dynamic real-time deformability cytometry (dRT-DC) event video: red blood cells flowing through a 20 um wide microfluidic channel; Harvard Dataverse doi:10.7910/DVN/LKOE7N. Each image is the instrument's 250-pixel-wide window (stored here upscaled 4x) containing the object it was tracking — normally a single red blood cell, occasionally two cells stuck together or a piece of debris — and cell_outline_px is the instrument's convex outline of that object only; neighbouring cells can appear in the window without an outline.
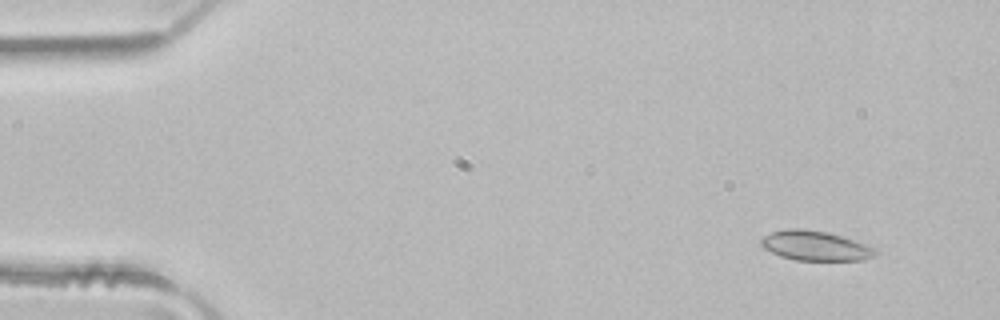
{"species": "common noctule bat (a hibernating species)", "species_latin": "Nyctalus noctula", "temperature_condition": "room temperature", "stored_images_in_passage": 4, "camera_frame_rate_fps": 3000, "um_per_image_px": 0.085, "animal": {"sex": "male", "body_mass_g": 21.5, "forearm_length_mm": 52.0}, "frame": {"image": 1, "passage_image": 1, "time_ms": 0.0, "image_size_px": [1000, 320], "cell_outline_px": [[880, 252], [876, 256], [864, 260], [796, 260], [780, 256], [764, 248], [760, 244], [760, 240], [764, 236], [772, 232], [784, 228], [804, 228], [828, 232], [876, 248]], "centroid_in_image_um": [69.31, 20.88], "position_along_channel_um": 15.7, "area_um2": 19.88}}